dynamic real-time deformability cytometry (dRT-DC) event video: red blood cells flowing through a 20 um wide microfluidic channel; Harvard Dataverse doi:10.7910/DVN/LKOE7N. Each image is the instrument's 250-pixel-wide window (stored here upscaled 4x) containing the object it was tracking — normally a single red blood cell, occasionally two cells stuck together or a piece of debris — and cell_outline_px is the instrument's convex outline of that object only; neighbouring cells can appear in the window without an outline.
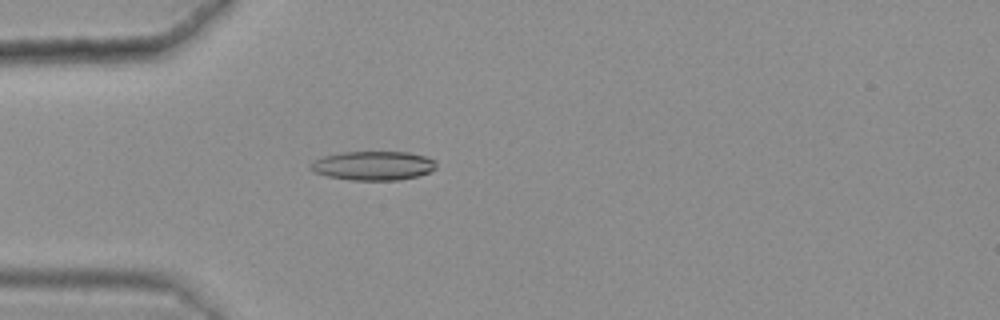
{"species": "common noctule bat (a hibernating species)", "species_latin": "Nyctalus noctula", "temperature_condition": "warm", "stored_images_in_passage": 36, "camera_frame_rate_fps": 3000, "um_per_image_px": 0.085, "animal": {"sex": "female", "body_mass_g": 25.1}, "frame": {"image": 1, "passage_image": 3, "time_ms": 0.667, "image_size_px": [1000, 320], "cell_outline_px": [[436, 168], [428, 172], [416, 176], [400, 180], [352, 180], [328, 176], [316, 172], [308, 168], [308, 164], [312, 160], [324, 156], [340, 152], [408, 152], [424, 156], [436, 160]], "centroid_in_image_um": [31.69, 14.07], "position_along_channel_um": 53.3, "area_um2": 21.33}}
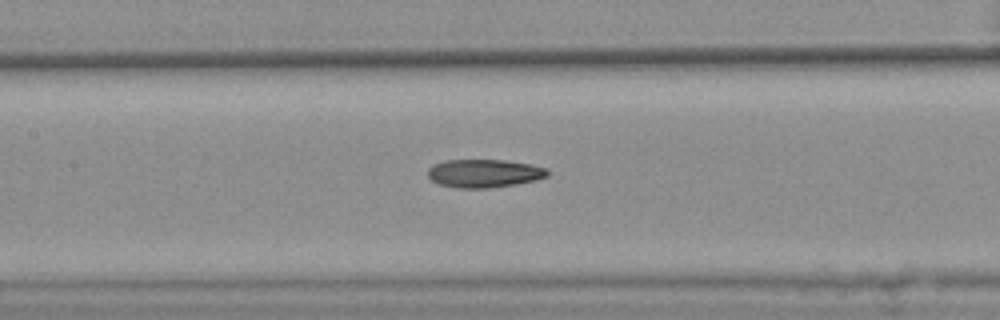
{"frame": {"image": 2, "passage_image": 13, "time_ms": 4.0, "image_size_px": [1000, 320], "cell_outline_px": [[548, 176], [536, 180], [516, 184], [488, 188], [456, 188], [440, 184], [432, 180], [428, 176], [428, 168], [432, 164], [444, 160], [504, 160], [532, 164], [548, 168]], "centroid_in_image_um": [41.16, 14.73], "position_along_channel_um": 166.2, "area_um2": 19.83}}
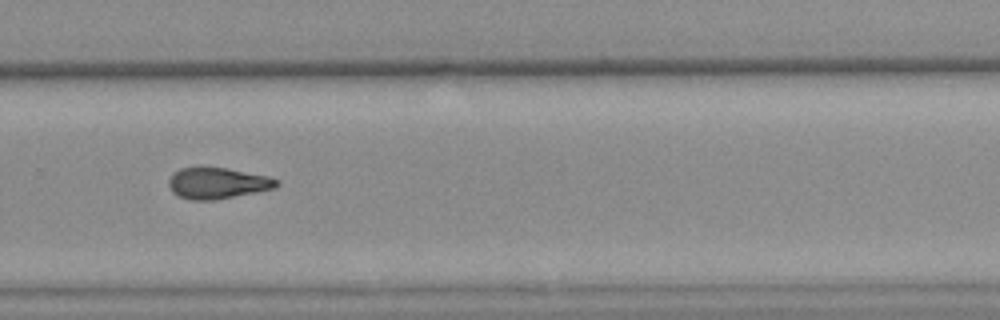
{"frame": {"image": 3, "passage_image": 25, "time_ms": 8.0, "image_size_px": [1000, 320], "cell_outline_px": [[280, 184], [276, 188], [256, 192], [212, 200], [192, 200], [180, 196], [172, 192], [168, 184], [168, 180], [180, 168], [200, 164], [228, 168], [268, 176], [280, 180]], "centroid_in_image_um": [18.49, 15.52], "position_along_channel_um": 311.3, "area_um2": 20.06}, "authors_computed_cell_mechanics": {"area_um2": 19.8832, "velocity_mm_per_s": 3.6357, "shape_relaxation_time_tau1_ms": null, "shape_relaxation_time_tau2_ms": 3.4948, "deformation_change_tau1": null, "deformation_change_tau2": 0.1149}}